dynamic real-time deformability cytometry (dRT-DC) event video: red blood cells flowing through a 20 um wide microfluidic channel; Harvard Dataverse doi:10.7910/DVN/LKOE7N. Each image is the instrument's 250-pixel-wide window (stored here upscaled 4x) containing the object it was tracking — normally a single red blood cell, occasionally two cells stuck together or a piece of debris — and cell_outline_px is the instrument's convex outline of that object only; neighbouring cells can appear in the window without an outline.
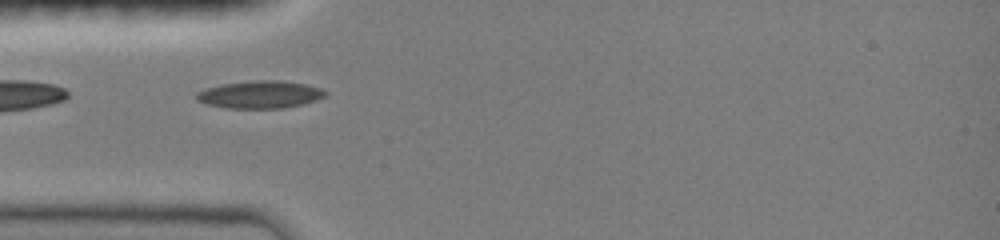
{"species": "common noctule bat (a hibernating species)", "species_latin": "Nyctalus noctula", "temperature_condition": "room temperature", "stored_images_in_passage": 14, "camera_frame_rate_fps": 3000, "um_per_image_px": 0.085, "animal": {"sex": "female", "body_mass_g": 19.0, "forearm_length_mm": 51.5}, "frame": {"image": 1, "passage_image": 2, "time_ms": 0.667, "image_size_px": [1000, 240], "cell_outline_px": [[328, 92], [324, 96], [316, 100], [304, 104], [284, 108], [224, 108], [204, 104], [196, 100], [196, 92], [204, 88], [220, 84], [256, 80], [280, 80], [304, 84], [320, 88]], "centroid_in_image_um": [22.05, 8.04], "position_along_channel_um": 63.0, "area_um2": 20.87}}
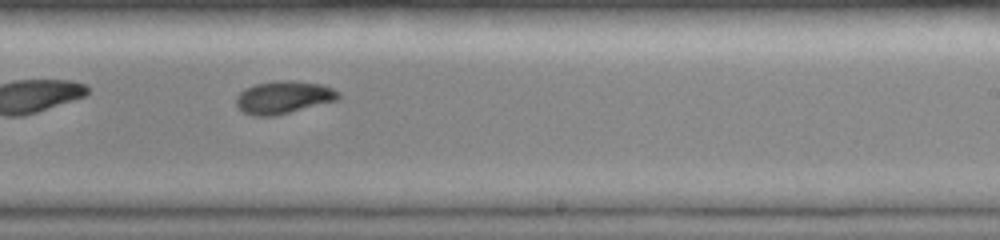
{"frame": {"image": 2, "passage_image": 8, "time_ms": 5.667, "image_size_px": [1000, 240], "cell_outline_px": [[340, 96], [336, 100], [276, 116], [252, 116], [244, 112], [236, 104], [236, 96], [244, 88], [256, 84], [280, 80], [288, 80], [324, 84], [340, 92]], "centroid_in_image_um": [24.09, 8.27], "position_along_channel_um": 264.9, "area_um2": 19.48}}
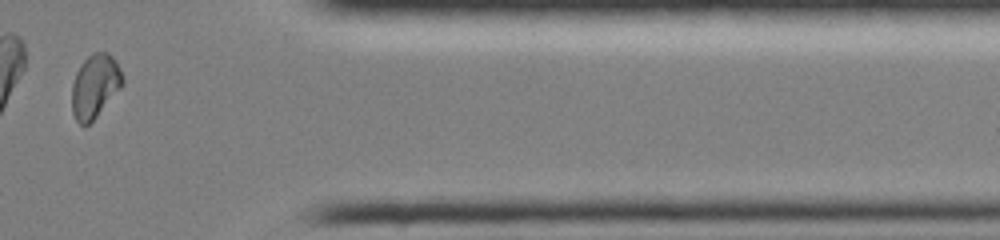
{"frame": {"image": 3, "passage_image": 12, "time_ms": 9.333, "image_size_px": [1000, 240], "cell_outline_px": [[124, 84], [96, 116], [88, 124], [80, 124], [76, 120], [72, 112], [72, 84], [76, 72], [80, 64], [92, 52], [108, 52], [116, 60], [124, 76]], "centroid_in_image_um": [8.08, 7.27], "position_along_channel_um": 403.3, "area_um2": 18.79}, "authors_computed_cell_mechanics": {"area_um2": 19.4497, "velocity_mm_per_s": 4.0508, "shape_relaxation_time_tau1_ms": 7.827, "shape_relaxation_time_tau2_ms": 2.489, "deformation_change_tau1": 0.2129, "deformation_change_tau2": 0.0537}}